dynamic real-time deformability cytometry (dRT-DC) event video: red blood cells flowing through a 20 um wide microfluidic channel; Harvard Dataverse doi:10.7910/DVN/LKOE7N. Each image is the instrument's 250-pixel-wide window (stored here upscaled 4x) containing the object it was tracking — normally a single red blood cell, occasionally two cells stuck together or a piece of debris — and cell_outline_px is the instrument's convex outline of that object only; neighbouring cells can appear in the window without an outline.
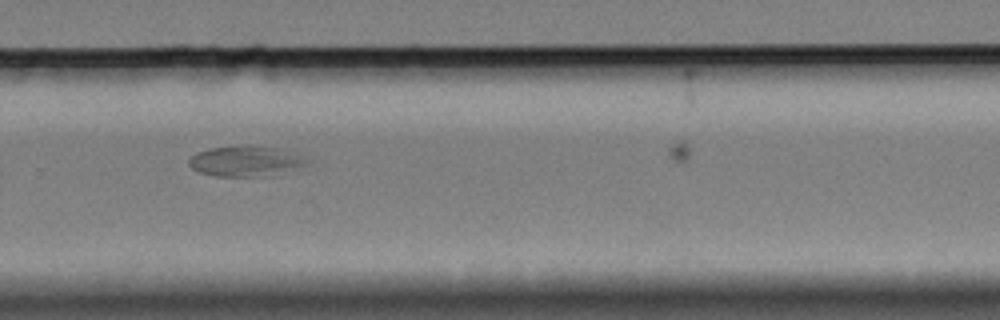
{"species": "Egyptian fruit bat (a non-hibernating species)", "species_latin": "Rousettus aegyptiacus", "temperature_condition": "cold", "stored_images_in_passage": 14, "camera_frame_rate_fps": 3000, "um_per_image_px": 0.085, "animal": {"sex": "female"}, "frame": {"image": 1, "passage_image": 10, "time_ms": 11.333, "image_size_px": [1000, 320], "cell_outline_px": [[300, 164], [248, 176], [216, 176], [200, 172], [192, 168], [188, 164], [188, 160], [196, 152], [212, 148], [240, 144], [256, 144], [288, 148], [296, 152], [300, 156]], "centroid_in_image_um": [20.66, 13.59], "position_along_channel_um": 309.1, "area_um2": 19.88}}